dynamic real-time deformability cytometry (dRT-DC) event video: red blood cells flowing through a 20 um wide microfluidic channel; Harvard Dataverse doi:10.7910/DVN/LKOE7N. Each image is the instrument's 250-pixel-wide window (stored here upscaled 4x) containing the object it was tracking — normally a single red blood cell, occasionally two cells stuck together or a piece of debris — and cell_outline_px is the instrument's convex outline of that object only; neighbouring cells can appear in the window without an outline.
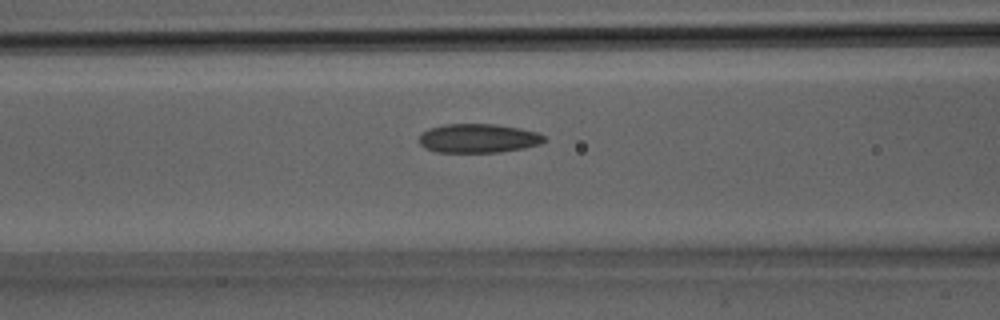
{"species": "Egyptian fruit bat (a non-hibernating species)", "species_latin": "Rousettus aegyptiacus", "temperature_condition": "room temperature", "stored_images_in_passage": 31, "camera_frame_rate_fps": 3000, "um_per_image_px": 0.085, "animal": {"sex": "male"}, "frame": {"image": 1, "passage_image": 13, "time_ms": 4.0, "image_size_px": [1000, 320], "cell_outline_px": [[548, 140], [540, 144], [524, 148], [500, 152], [436, 152], [424, 148], [420, 144], [420, 136], [428, 128], [444, 124], [496, 124], [520, 128], [540, 132]], "centroid_in_image_um": [40.69, 11.75], "position_along_channel_um": 125.9, "area_um2": 21.33}}
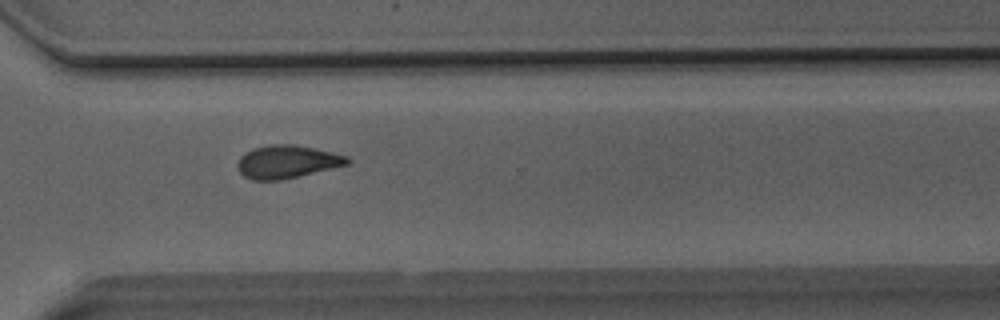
{"frame": {"image": 2, "passage_image": 23, "time_ms": 7.333, "image_size_px": [1000, 320], "cell_outline_px": [[352, 160], [348, 164], [280, 180], [252, 180], [244, 176], [236, 168], [236, 164], [240, 156], [252, 148], [272, 144], [292, 144], [332, 152], [348, 156]], "centroid_in_image_um": [24.36, 13.74], "position_along_channel_um": 346.2, "area_um2": 20.98}}
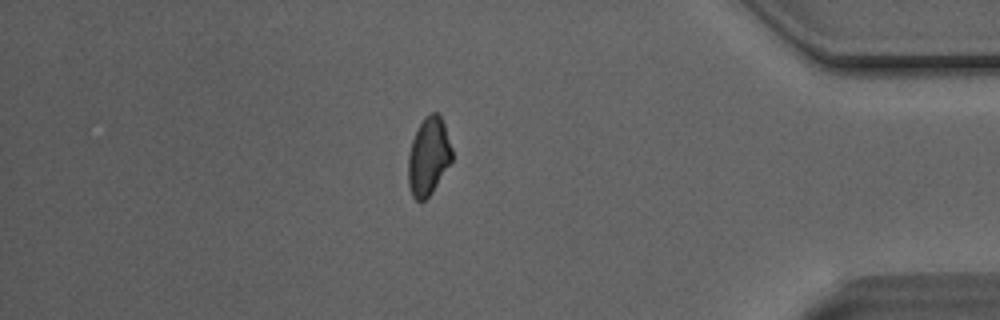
{"frame": {"image": 3, "passage_image": 27, "time_ms": 8.667, "image_size_px": [1000, 320], "cell_outline_px": [[452, 160], [432, 192], [424, 200], [416, 200], [412, 196], [408, 184], [408, 156], [412, 140], [424, 116], [432, 112], [436, 112], [440, 116], [444, 124], [452, 148]], "centroid_in_image_um": [36.41, 13.29], "position_along_channel_um": 398.8, "area_um2": 19.71}}